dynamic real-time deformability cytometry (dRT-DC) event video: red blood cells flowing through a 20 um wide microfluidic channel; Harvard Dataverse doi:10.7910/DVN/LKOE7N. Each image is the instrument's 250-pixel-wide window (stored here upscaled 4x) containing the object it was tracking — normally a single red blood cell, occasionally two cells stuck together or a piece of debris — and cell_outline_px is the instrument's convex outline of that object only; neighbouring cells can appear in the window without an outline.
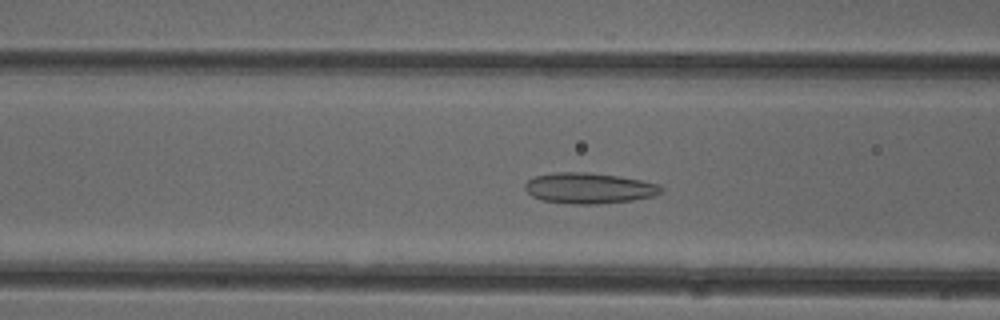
{"species": "common noctule bat (a hibernating species)", "species_latin": "Nyctalus noctula", "temperature_condition": "cold", "stored_images_in_passage": 49, "camera_frame_rate_fps": 3000, "um_per_image_px": 0.085, "animal": {"sex": "female"}, "frame": {"image": 1, "passage_image": 17, "time_ms": 5.333, "image_size_px": [1000, 320], "cell_outline_px": [[664, 192], [656, 196], [632, 200], [600, 204], [572, 204], [544, 200], [532, 196], [524, 188], [524, 184], [528, 180], [536, 176], [556, 172], [588, 172], [616, 176], [640, 180], [660, 184], [664, 188]], "centroid_in_image_um": [50.12, 16.0], "position_along_channel_um": 116.5, "area_um2": 24.45}}
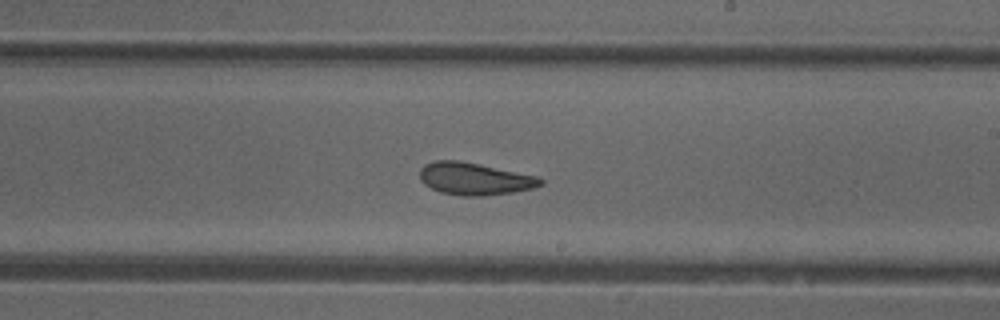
{"frame": {"image": 2, "passage_image": 27, "time_ms": 8.667, "image_size_px": [1000, 320], "cell_outline_px": [[544, 184], [532, 188], [512, 192], [484, 196], [460, 196], [440, 192], [424, 184], [420, 180], [420, 168], [424, 164], [436, 160], [460, 160], [540, 176], [544, 180]], "centroid_in_image_um": [40.35, 15.19], "position_along_channel_um": 248.6, "area_um2": 23.0}}
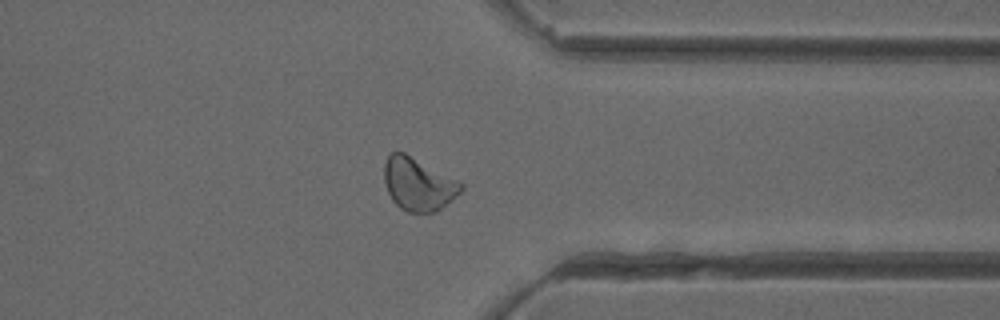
{"frame": {"image": 3, "passage_image": 37, "time_ms": 12.0, "image_size_px": [1000, 320], "cell_outline_px": [[464, 188], [452, 200], [436, 212], [408, 212], [400, 208], [392, 200], [388, 192], [384, 180], [384, 164], [388, 156], [392, 152], [404, 152], [464, 184]], "centroid_in_image_um": [35.54, 15.66], "position_along_channel_um": 375.9, "area_um2": 23.41}, "authors_computed_cell_mechanics": {"area_um2": 23.5824, "velocity_mm_per_s": 3.9576, "shape_relaxation_time_tau1_ms": null, "shape_relaxation_time_tau2_ms": 2.0579, "deformation_change_tau1": null, "deformation_change_tau2": 0.0872}}